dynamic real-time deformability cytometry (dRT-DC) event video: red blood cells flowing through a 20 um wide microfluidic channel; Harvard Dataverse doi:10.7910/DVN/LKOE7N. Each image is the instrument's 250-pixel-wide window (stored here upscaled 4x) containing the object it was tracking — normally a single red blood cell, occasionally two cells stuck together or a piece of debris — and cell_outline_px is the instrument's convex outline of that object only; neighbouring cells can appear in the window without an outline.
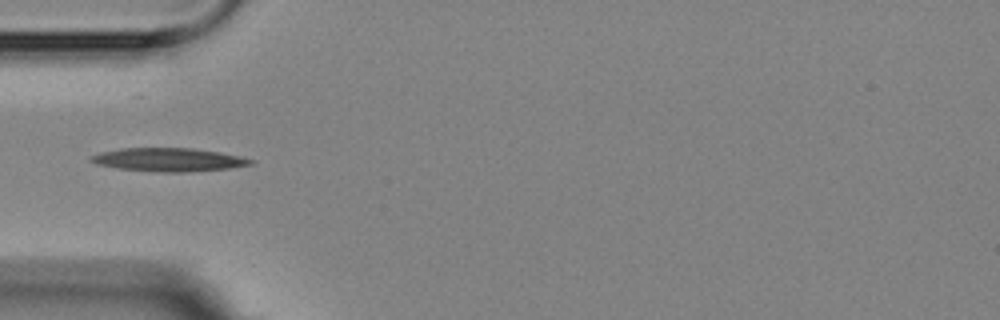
{"species": "Egyptian fruit bat (a non-hibernating species)", "species_latin": "Rousettus aegyptiacus", "temperature_condition": "room temperature", "stored_images_in_passage": 6, "camera_frame_rate_fps": 3000, "um_per_image_px": 0.085, "animal": {"sex": "female"}, "frame": {"image": 1, "passage_image": 1, "time_ms": 0.0, "image_size_px": [1000, 320], "cell_outline_px": [[256, 160], [252, 164], [228, 168], [180, 172], [164, 172], [120, 168], [96, 164], [88, 160], [92, 156], [100, 152], [120, 148], [192, 148], [220, 152], [240, 156]], "centroid_in_image_um": [14.34, 13.56], "position_along_channel_um": 70.7, "area_um2": 21.5}}
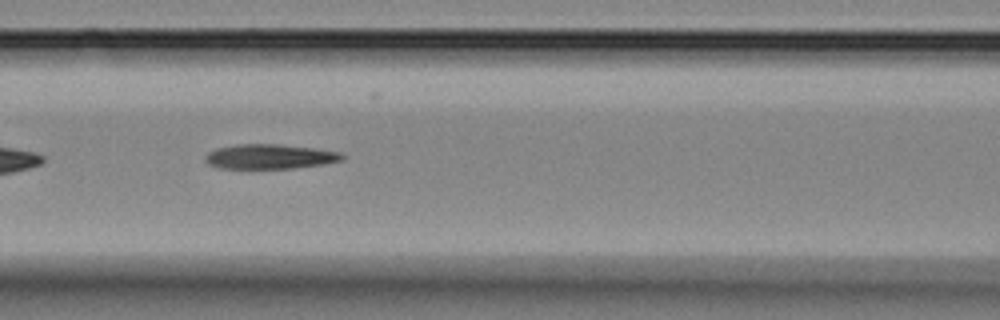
{"frame": {"image": 2, "passage_image": 3, "time_ms": 2.0, "image_size_px": [1000, 320], "cell_outline_px": [[344, 160], [324, 164], [292, 168], [216, 168], [208, 164], [204, 160], [204, 156], [208, 152], [216, 148], [236, 144], [276, 144], [312, 148], [340, 152], [344, 156]], "centroid_in_image_um": [22.88, 13.31], "position_along_channel_um": 143.7, "area_um2": 19.71}}
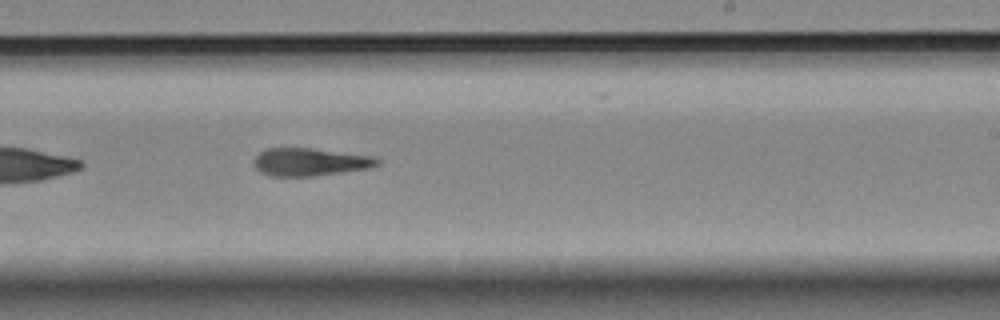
{"frame": {"image": 3, "passage_image": 6, "time_ms": 5.333, "image_size_px": [1000, 320], "cell_outline_px": [[380, 164], [368, 168], [344, 172], [312, 176], [272, 176], [260, 172], [256, 168], [256, 156], [260, 152], [268, 148], [312, 148], [376, 156], [380, 160]], "centroid_in_image_um": [26.41, 13.76], "position_along_channel_um": 262.6, "area_um2": 19.94}}